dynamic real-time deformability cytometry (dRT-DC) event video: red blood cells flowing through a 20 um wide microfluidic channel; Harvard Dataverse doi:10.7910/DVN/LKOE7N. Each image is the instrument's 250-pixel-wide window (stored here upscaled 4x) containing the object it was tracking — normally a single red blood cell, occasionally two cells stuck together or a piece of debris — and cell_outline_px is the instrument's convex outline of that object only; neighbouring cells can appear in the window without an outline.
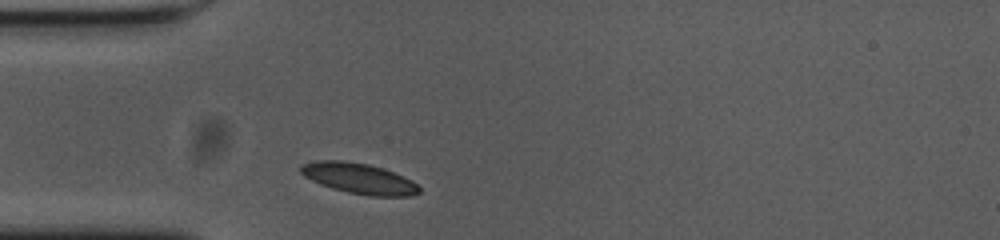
{"species": "common noctule bat (a hibernating species)", "species_latin": "Nyctalus noctula", "temperature_condition": "cold", "stored_images_in_passage": 29, "camera_frame_rate_fps": 3000, "um_per_image_px": 0.085, "animal": {"sex": "female", "body_mass_g": 23.0, "forearm_length_mm": 53.4}, "frame": {"image": 1, "passage_image": 1, "time_ms": 0.0, "image_size_px": [1000, 240], "cell_outline_px": [[420, 192], [412, 196], [368, 196], [348, 192], [332, 188], [320, 184], [304, 176], [300, 172], [300, 168], [304, 164], [316, 160], [340, 160], [368, 164], [384, 168], [412, 180], [420, 188]], "centroid_in_image_um": [30.53, 15.17], "position_along_channel_um": 54.5, "area_um2": 21.1}}
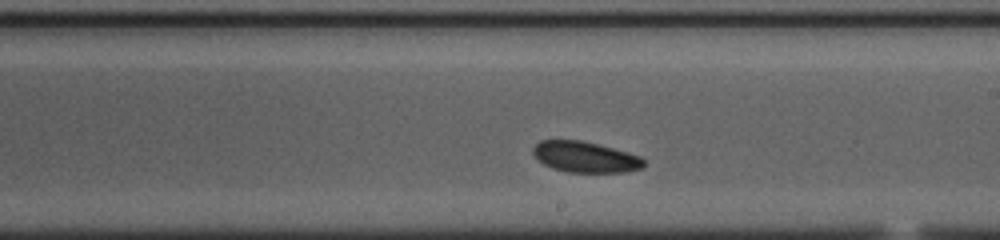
{"frame": {"image": 2, "passage_image": 17, "time_ms": 5.333, "image_size_px": [1000, 240], "cell_outline_px": [[644, 164], [640, 168], [624, 172], [568, 172], [552, 168], [544, 164], [532, 152], [532, 148], [540, 140], [580, 140], [612, 148], [640, 156], [644, 160]], "centroid_in_image_um": [49.71, 13.34], "position_along_channel_um": 239.3, "area_um2": 19.59}}
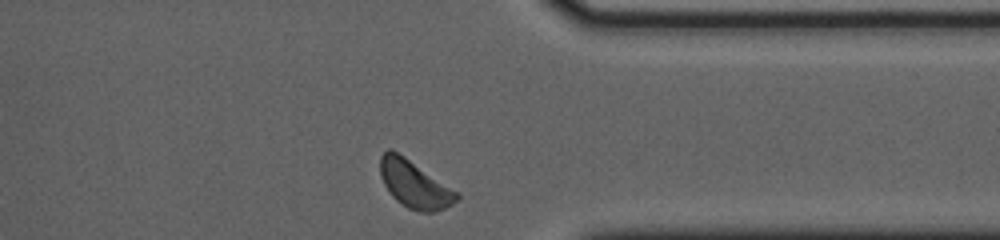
{"frame": {"image": 3, "passage_image": 29, "time_ms": 9.333, "image_size_px": [1000, 240], "cell_outline_px": [[460, 196], [452, 204], [436, 212], [416, 212], [408, 208], [396, 200], [392, 196], [384, 184], [380, 176], [380, 156], [388, 148], [392, 148], [460, 192]], "centroid_in_image_um": [35.24, 15.65], "position_along_channel_um": 376.2, "area_um2": 21.39}, "authors_computed_cell_mechanics": {"area_um2": 20.4034, "velocity_mm_per_s": 3.5953, "shape_relaxation_time_tau1_ms": 2.7383, "shape_relaxation_time_tau2_ms": null, "deformation_change_tau1": 0.0773, "deformation_change_tau2": null}}